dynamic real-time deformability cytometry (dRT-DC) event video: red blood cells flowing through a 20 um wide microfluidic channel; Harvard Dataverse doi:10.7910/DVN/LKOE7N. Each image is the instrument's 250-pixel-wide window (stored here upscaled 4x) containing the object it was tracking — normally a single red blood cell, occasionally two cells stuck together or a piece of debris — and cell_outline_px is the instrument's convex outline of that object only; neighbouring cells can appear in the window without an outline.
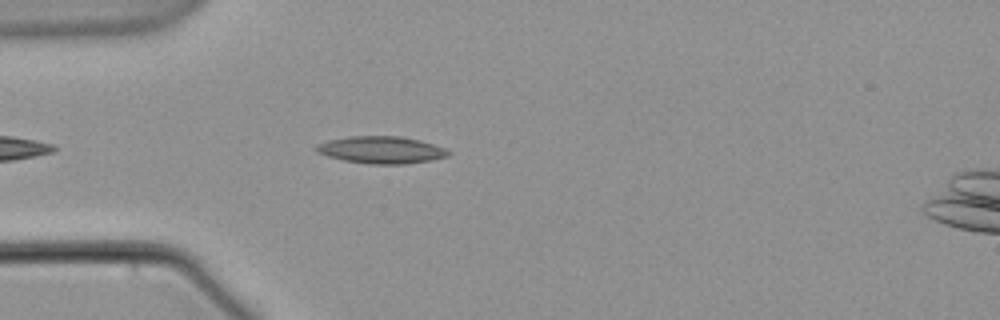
{"species": "common noctule bat (a hibernating species)", "species_latin": "Nyctalus noctula", "temperature_condition": "warm", "stored_images_in_passage": 4, "camera_frame_rate_fps": 3000, "um_per_image_px": 0.085, "animal": {"sex": "male", "body_mass_g": 21.5, "forearm_length_mm": 52.0}, "frame": {"image": 1, "passage_image": 3, "time_ms": 2.667, "image_size_px": [1000, 320], "cell_outline_px": [[452, 152], [448, 156], [432, 160], [404, 164], [368, 164], [344, 160], [328, 156], [316, 152], [312, 148], [316, 144], [328, 140], [352, 136], [400, 136], [420, 140], [444, 148]], "centroid_in_image_um": [32.38, 12.74], "position_along_channel_um": 52.6, "area_um2": 20.98}}